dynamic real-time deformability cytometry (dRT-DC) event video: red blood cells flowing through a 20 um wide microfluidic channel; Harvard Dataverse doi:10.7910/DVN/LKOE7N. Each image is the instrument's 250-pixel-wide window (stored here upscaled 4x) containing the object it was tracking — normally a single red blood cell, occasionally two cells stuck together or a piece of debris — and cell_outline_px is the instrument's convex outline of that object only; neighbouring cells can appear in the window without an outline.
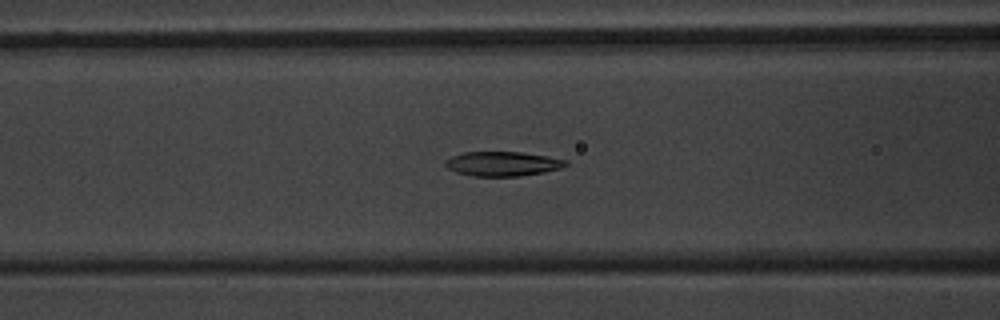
{"species": "common noctule bat (a hibernating species)", "species_latin": "Nyctalus noctula", "temperature_condition": "warm", "stored_images_in_passage": 38, "camera_frame_rate_fps": 3000, "um_per_image_px": 0.085, "animal": {"sex": "male", "body_mass_g": 20.1, "forearm_length_mm": 53.5}, "frame": {"image": 1, "passage_image": 7, "time_ms": 2.0, "image_size_px": [1000, 320], "cell_outline_px": [[568, 164], [560, 168], [544, 172], [520, 176], [472, 176], [456, 172], [448, 168], [444, 164], [444, 160], [452, 156], [464, 152], [520, 152], [548, 156], [568, 160]], "centroid_in_image_um": [42.71, 13.92], "position_along_channel_um": 123.9, "area_um2": 17.22}}
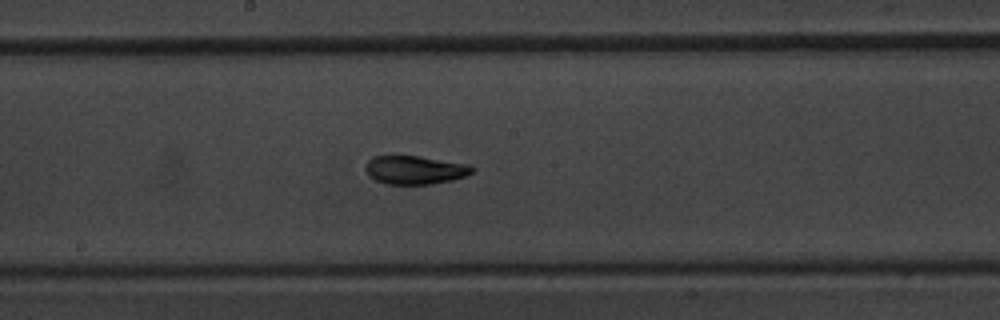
{"frame": {"image": 2, "passage_image": 14, "time_ms": 4.333, "image_size_px": [1000, 320], "cell_outline_px": [[476, 168], [472, 172], [464, 176], [452, 180], [428, 184], [384, 184], [368, 176], [364, 168], [364, 164], [372, 156], [420, 156], [472, 164]], "centroid_in_image_um": [35.26, 14.43], "position_along_channel_um": 212.9, "area_um2": 17.98}}
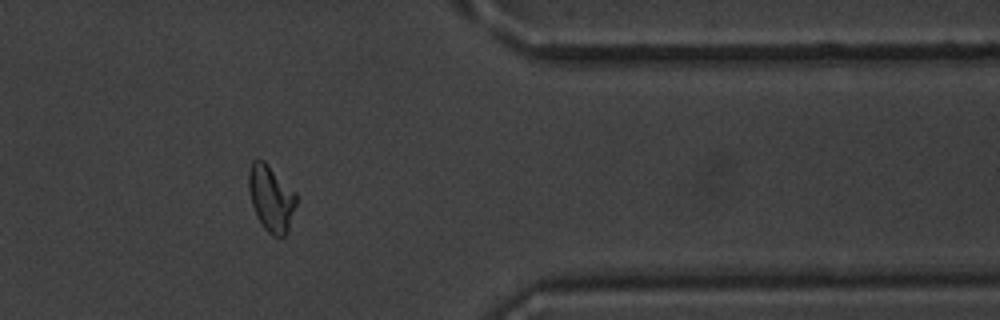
{"frame": {"image": 3, "passage_image": 29, "time_ms": 9.333, "image_size_px": [1000, 320], "cell_outline_px": [[300, 200], [288, 232], [280, 240], [272, 236], [264, 228], [256, 216], [252, 204], [248, 188], [248, 172], [252, 160], [256, 156], [264, 160], [296, 192]], "centroid_in_image_um": [23.08, 16.87], "position_along_channel_um": 388.3, "area_um2": 19.25}, "authors_computed_cell_mechanics": {"area_um2": 17.8891, "velocity_mm_per_s": 3.8138, "shape_relaxation_time_tau1_ms": 4.1293, "shape_relaxation_time_tau2_ms": 2.3673, "deformation_change_tau1": 0.1644, "deformation_change_tau2": 0.0739}}